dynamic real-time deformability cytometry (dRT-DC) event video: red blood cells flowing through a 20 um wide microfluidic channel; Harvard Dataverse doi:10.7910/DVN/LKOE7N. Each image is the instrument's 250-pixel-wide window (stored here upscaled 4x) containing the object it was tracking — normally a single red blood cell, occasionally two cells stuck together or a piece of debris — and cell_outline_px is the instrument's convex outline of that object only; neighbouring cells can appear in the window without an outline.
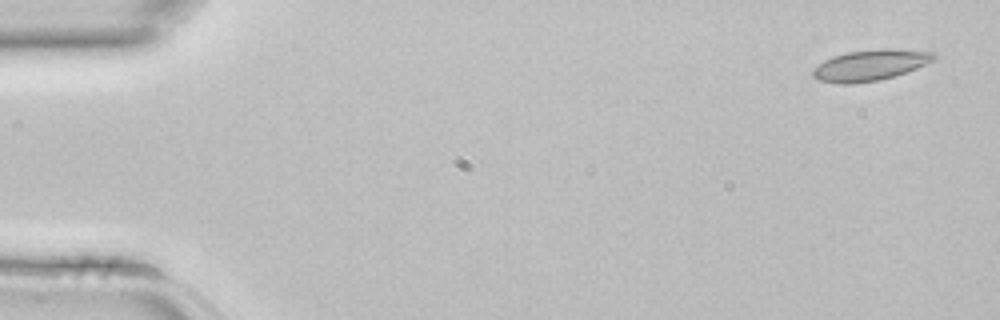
{"species": "common noctule bat (a hibernating species)", "species_latin": "Nyctalus noctula", "temperature_condition": "room temperature", "stored_images_in_passage": 3, "camera_frame_rate_fps": 3000, "um_per_image_px": 0.085, "animal": {"sex": "female", "body_mass_g": 22.7, "forearm_length_mm": 54.2}, "frame": {"image": 1, "passage_image": 1, "time_ms": 0.0, "image_size_px": [1000, 320], "cell_outline_px": [[936, 56], [932, 60], [916, 68], [880, 80], [852, 84], [840, 84], [820, 80], [812, 76], [812, 68], [824, 60], [832, 56], [848, 52], [880, 48], [896, 48], [932, 52]], "centroid_in_image_um": [73.91, 5.53], "position_along_channel_um": 11.1, "area_um2": 21.73}}